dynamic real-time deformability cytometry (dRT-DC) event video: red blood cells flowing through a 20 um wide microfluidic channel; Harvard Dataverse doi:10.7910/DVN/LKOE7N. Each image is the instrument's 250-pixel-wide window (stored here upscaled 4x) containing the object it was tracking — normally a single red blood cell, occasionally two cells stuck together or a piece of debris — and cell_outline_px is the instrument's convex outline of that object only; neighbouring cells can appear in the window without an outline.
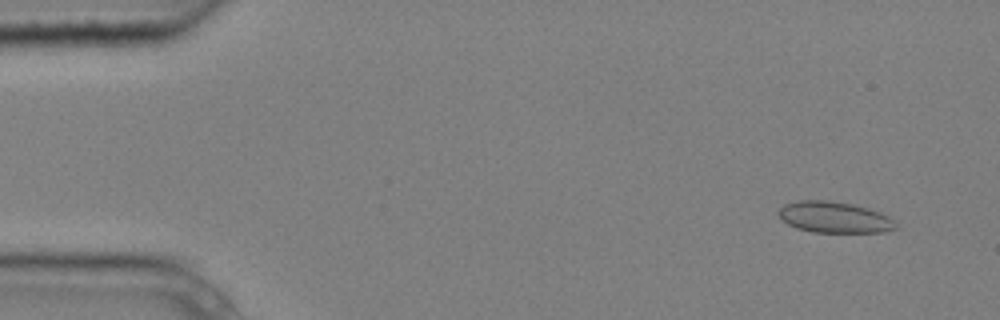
{"species": "common noctule bat (a hibernating species)", "species_latin": "Nyctalus noctula", "temperature_condition": "cold", "stored_images_in_passage": 4, "camera_frame_rate_fps": 3000, "um_per_image_px": 0.085, "animal": {"sex": "male", "body_mass_g": 20.4}, "frame": {"image": 1, "passage_image": 1, "time_ms": 0.0, "image_size_px": [1000, 320], "cell_outline_px": [[896, 228], [884, 232], [812, 232], [796, 228], [788, 224], [776, 212], [784, 204], [800, 200], [828, 200], [852, 204], [868, 208], [880, 212], [888, 216], [896, 224]], "centroid_in_image_um": [70.9, 18.46], "position_along_channel_um": 14.1, "area_um2": 21.21}}
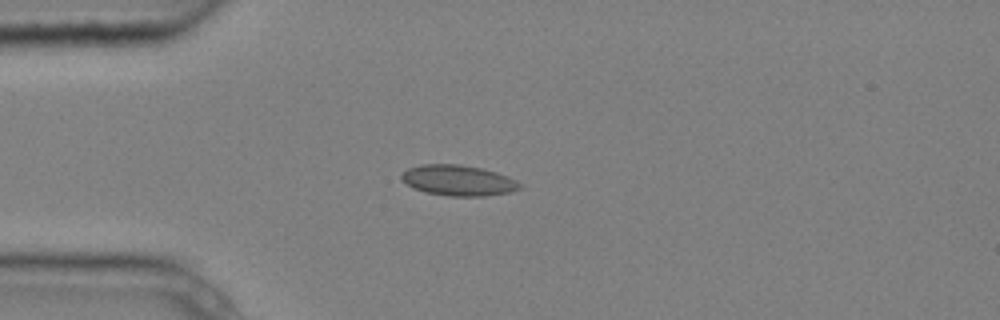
{"frame": {"image": 2, "passage_image": 4, "time_ms": 1.0, "image_size_px": [1000, 320], "cell_outline_px": [[524, 188], [512, 192], [484, 196], [448, 196], [424, 192], [412, 188], [400, 176], [408, 168], [420, 164], [460, 164], [480, 168], [496, 172], [508, 176], [524, 184]], "centroid_in_image_um": [39.01, 15.34], "position_along_channel_um": 46.0, "area_um2": 21.33}}